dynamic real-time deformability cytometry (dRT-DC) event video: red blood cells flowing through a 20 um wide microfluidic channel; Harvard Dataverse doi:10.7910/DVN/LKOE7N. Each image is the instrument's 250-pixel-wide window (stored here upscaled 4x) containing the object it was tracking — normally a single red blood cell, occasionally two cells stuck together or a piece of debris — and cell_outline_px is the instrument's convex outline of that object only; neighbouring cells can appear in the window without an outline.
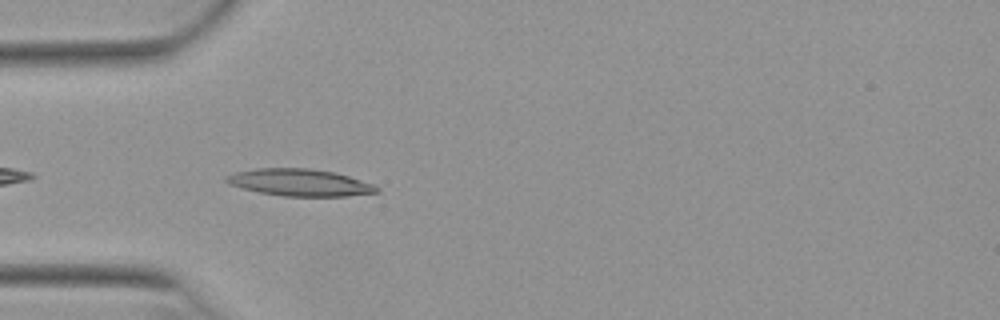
{"species": "Egyptian fruit bat (a non-hibernating species)", "species_latin": "Rousettus aegyptiacus", "temperature_condition": "warm", "stored_images_in_passage": 39, "camera_frame_rate_fps": 3000, "um_per_image_px": 0.085, "animal": {"sex": "female"}, "frame": {"image": 1, "passage_image": 3, "time_ms": 0.667, "image_size_px": [1000, 320], "cell_outline_px": [[380, 192], [348, 196], [284, 196], [260, 192], [228, 184], [224, 180], [224, 176], [236, 172], [256, 168], [308, 168], [336, 172], [372, 184], [380, 188]], "centroid_in_image_um": [25.48, 15.51], "position_along_channel_um": 59.5, "area_um2": 23.64}}
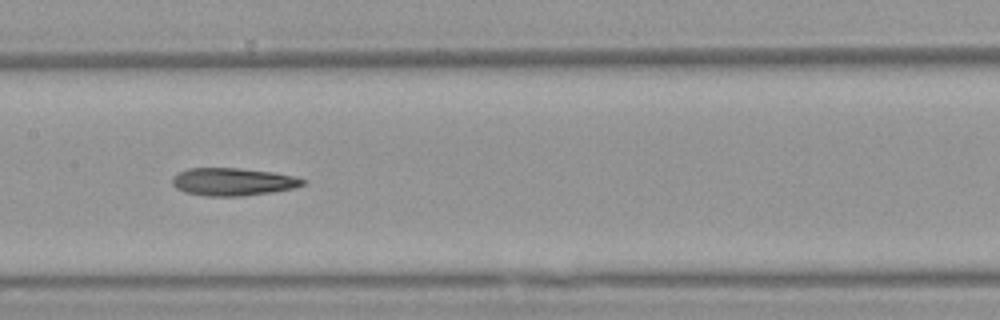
{"frame": {"image": 2, "passage_image": 13, "time_ms": 4.0, "image_size_px": [1000, 320], "cell_outline_px": [[308, 180], [304, 184], [296, 188], [272, 192], [244, 196], [208, 196], [184, 192], [176, 188], [172, 184], [172, 180], [180, 172], [188, 168], [240, 168], [272, 172], [296, 176]], "centroid_in_image_um": [19.85, 15.45], "position_along_channel_um": 187.5, "area_um2": 21.15}}
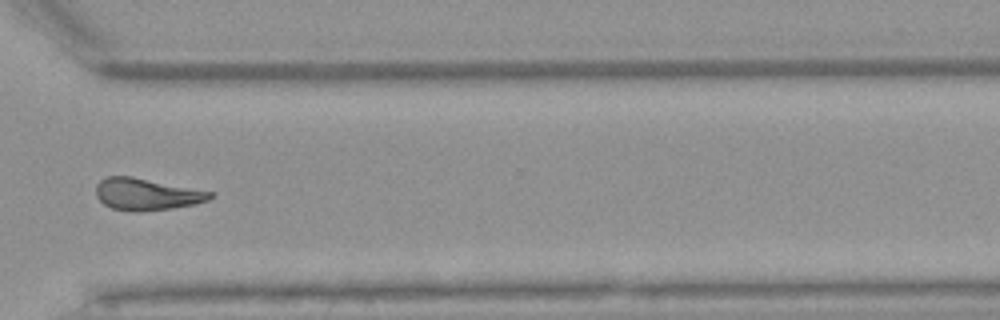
{"frame": {"image": 3, "passage_image": 26, "time_ms": 8.333, "image_size_px": [1000, 320], "cell_outline_px": [[212, 196], [208, 200], [192, 204], [172, 208], [140, 212], [132, 212], [112, 208], [104, 204], [96, 196], [96, 184], [100, 180], [108, 176], [132, 176], [212, 192]], "centroid_in_image_um": [12.4, 16.51], "position_along_channel_um": 358.2, "area_um2": 21.04}, "authors_computed_cell_mechanics": {"area_um2": 21.2126, "velocity_mm_per_s": 3.9386, "shape_relaxation_time_tau1_ms": null, "shape_relaxation_time_tau2_ms": 3.523, "deformation_change_tau1": null, "deformation_change_tau2": 0.1332}}